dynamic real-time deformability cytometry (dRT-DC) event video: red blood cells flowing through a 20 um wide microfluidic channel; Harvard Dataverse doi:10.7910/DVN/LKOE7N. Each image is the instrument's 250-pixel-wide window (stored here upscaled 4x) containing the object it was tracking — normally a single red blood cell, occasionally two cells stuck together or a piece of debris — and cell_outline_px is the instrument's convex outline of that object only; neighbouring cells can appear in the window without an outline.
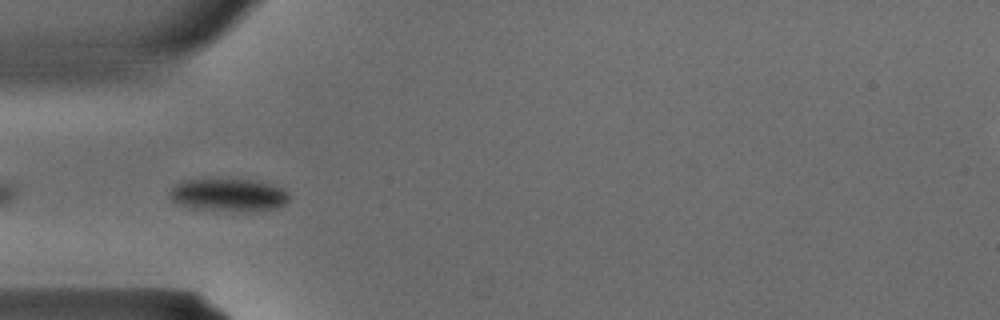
{"species": "common noctule bat (a hibernating species)", "species_latin": "Nyctalus noctula", "temperature_condition": "warm", "stored_images_in_passage": 26, "camera_frame_rate_fps": 3000, "um_per_image_px": 0.085, "animal": {"sex": "male", "body_mass_g": 15.6}, "frame": {"image": 1, "passage_image": 1, "time_ms": 0.0, "image_size_px": [1000, 320], "cell_outline_px": [[288, 200], [284, 204], [276, 208], [260, 212], [248, 212], [192, 208], [180, 204], [172, 200], [168, 196], [168, 192], [176, 184], [184, 180], [260, 180], [276, 184], [284, 188], [288, 192]], "centroid_in_image_um": [19.5, 16.58], "position_along_channel_um": 65.5, "area_um2": 23.12}}
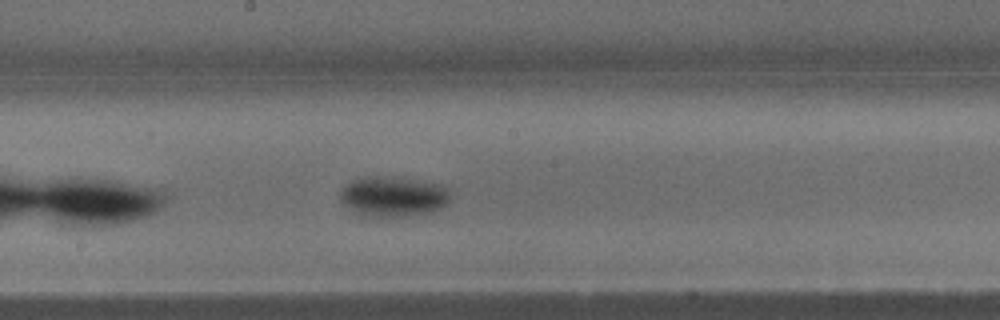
{"frame": {"image": 2, "passage_image": 9, "time_ms": 2.667, "image_size_px": [1000, 320], "cell_outline_px": [[448, 200], [440, 208], [428, 212], [400, 216], [364, 216], [356, 212], [344, 204], [340, 200], [340, 188], [352, 180], [368, 176], [412, 180], [444, 184], [448, 188]], "centroid_in_image_um": [33.37, 16.7], "position_along_channel_um": 214.8, "area_um2": 25.14}}
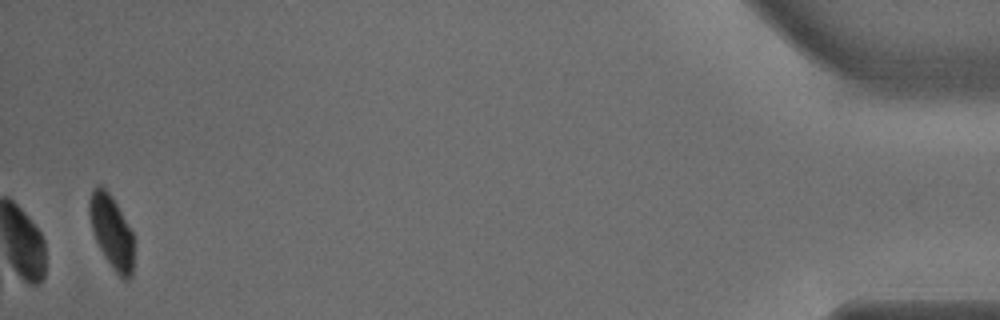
{"frame": {"image": 3, "passage_image": 25, "time_ms": 8.0, "image_size_px": [1000, 320], "cell_outline_px": [[132, 276], [128, 280], [124, 280], [112, 268], [104, 256], [96, 240], [92, 228], [88, 212], [88, 200], [92, 188], [100, 184], [112, 196], [132, 232]], "centroid_in_image_um": [9.45, 19.66], "position_along_channel_um": 425.8, "area_um2": 18.73}}